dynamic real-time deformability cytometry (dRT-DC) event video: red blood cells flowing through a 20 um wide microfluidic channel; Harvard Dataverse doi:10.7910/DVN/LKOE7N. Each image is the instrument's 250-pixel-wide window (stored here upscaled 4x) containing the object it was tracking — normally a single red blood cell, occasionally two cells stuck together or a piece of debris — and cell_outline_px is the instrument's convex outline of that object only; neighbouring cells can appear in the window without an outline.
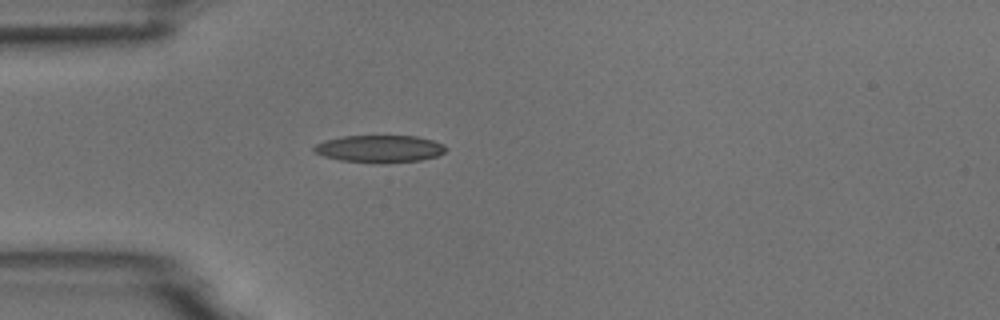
{"species": "common noctule bat (a hibernating species)", "species_latin": "Nyctalus noctula", "temperature_condition": "room temperature", "stored_images_in_passage": 1, "camera_frame_rate_fps": 3000, "um_per_image_px": 0.085, "animal": {"sex": "male", "body_mass_g": 18.8}, "frame": {"image": 1, "passage_image": 1, "time_ms": 0.0, "image_size_px": [1000, 320], "cell_outline_px": [[448, 148], [444, 152], [436, 156], [420, 160], [340, 160], [324, 156], [316, 152], [312, 148], [316, 144], [324, 140], [344, 136], [416, 136], [432, 140], [444, 144]], "centroid_in_image_um": [32.27, 12.59], "position_along_channel_um": 52.7, "area_um2": 19.88}}